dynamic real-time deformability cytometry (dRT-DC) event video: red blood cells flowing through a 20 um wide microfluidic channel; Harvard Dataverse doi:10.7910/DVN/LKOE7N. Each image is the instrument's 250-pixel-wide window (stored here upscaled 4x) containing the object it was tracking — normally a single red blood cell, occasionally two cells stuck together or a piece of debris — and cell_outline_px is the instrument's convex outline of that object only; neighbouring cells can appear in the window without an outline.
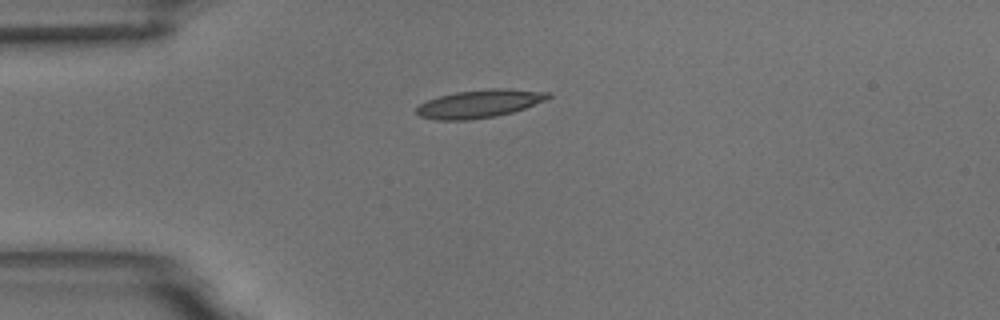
{"species": "common noctule bat (a hibernating species)", "species_latin": "Nyctalus noctula", "temperature_condition": "room temperature", "stored_images_in_passage": 11, "camera_frame_rate_fps": 3000, "um_per_image_px": 0.085, "animal": {"sex": "male", "body_mass_g": 18.8}, "frame": {"image": 1, "passage_image": 4, "time_ms": 4.333, "image_size_px": [1000, 320], "cell_outline_px": [[552, 96], [544, 100], [524, 108], [512, 112], [496, 116], [468, 120], [436, 120], [420, 116], [416, 112], [416, 108], [420, 104], [428, 100], [440, 96], [456, 92], [492, 88], [508, 88], [548, 92]], "centroid_in_image_um": [40.74, 8.81], "position_along_channel_um": 44.3, "area_um2": 21.33}}
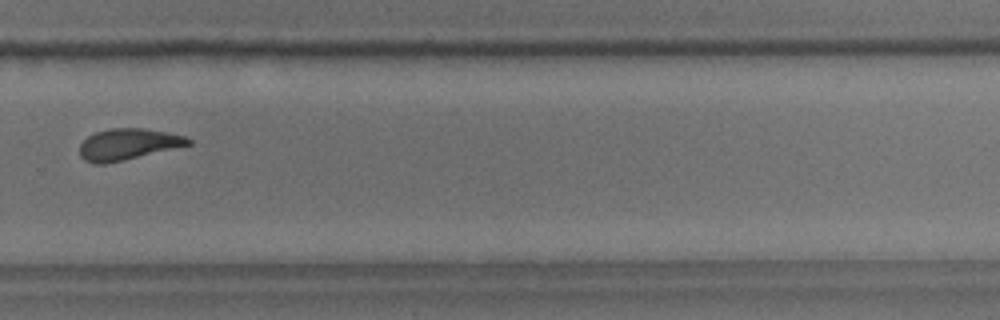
{"frame": {"image": 2, "passage_image": 11, "time_ms": 12.333, "image_size_px": [1000, 320], "cell_outline_px": [[192, 144], [104, 164], [92, 164], [84, 160], [80, 156], [80, 144], [88, 136], [96, 132], [108, 128], [140, 128], [164, 132], [184, 136], [192, 140]], "centroid_in_image_um": [10.83, 12.26], "position_along_channel_um": 319.0, "area_um2": 19.48}}